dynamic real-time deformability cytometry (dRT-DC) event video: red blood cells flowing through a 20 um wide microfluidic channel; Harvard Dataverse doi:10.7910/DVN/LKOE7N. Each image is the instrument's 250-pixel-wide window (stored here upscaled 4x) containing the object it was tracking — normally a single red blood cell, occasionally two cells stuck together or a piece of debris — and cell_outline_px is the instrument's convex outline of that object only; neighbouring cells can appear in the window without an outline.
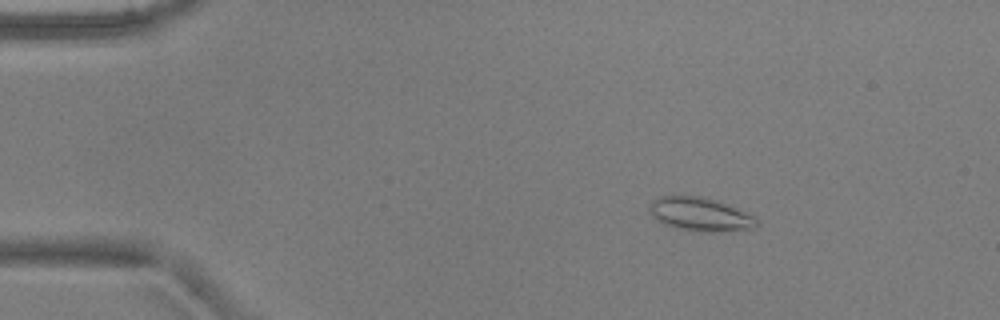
{"species": "common noctule bat (a hibernating species)", "species_latin": "Nyctalus noctula", "temperature_condition": "warm", "stored_images_in_passage": 5, "camera_frame_rate_fps": 3000, "um_per_image_px": 0.085, "animal": {"sex": "male", "body_mass_g": 17.9, "forearm_length_mm": 54.2}, "frame": {"image": 1, "passage_image": 3, "time_ms": 0.667, "image_size_px": [1000, 320], "cell_outline_px": [[756, 224], [752, 228], [716, 232], [708, 232], [676, 228], [664, 224], [656, 220], [652, 216], [648, 208], [652, 200], [660, 196], [700, 196], [716, 200], [744, 212], [752, 216], [756, 220]], "centroid_in_image_um": [59.43, 18.21], "position_along_channel_um": 25.6, "area_um2": 20.58}}